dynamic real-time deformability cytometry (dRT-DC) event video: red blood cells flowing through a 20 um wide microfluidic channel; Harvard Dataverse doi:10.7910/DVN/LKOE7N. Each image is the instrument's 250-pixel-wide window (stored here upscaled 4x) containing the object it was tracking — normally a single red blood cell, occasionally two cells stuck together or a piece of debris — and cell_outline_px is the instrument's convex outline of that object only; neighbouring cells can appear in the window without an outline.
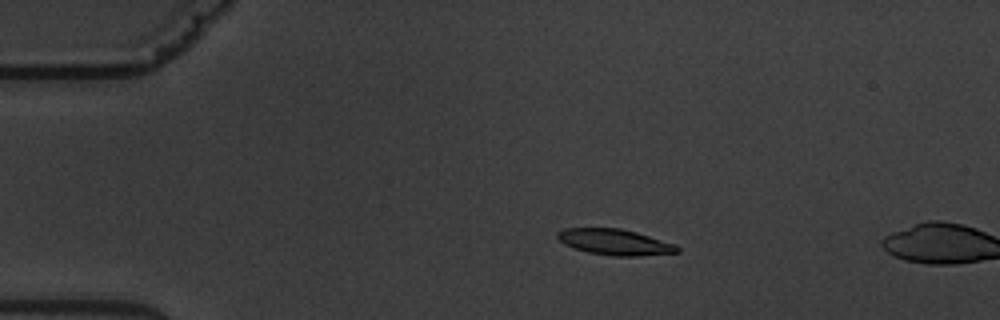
{"species": "common noctule bat (a hibernating species)", "species_latin": "Nyctalus noctula", "temperature_condition": "warm", "stored_images_in_passage": 3, "camera_frame_rate_fps": 3000, "um_per_image_px": 0.085, "animal": {"sex": "male", "body_mass_g": 19.5, "forearm_length_mm": 54.6}, "frame": {"image": 1, "passage_image": 2, "time_ms": 1.333, "image_size_px": [1000, 320], "cell_outline_px": [[680, 252], [636, 256], [612, 256], [588, 252], [564, 244], [556, 236], [556, 232], [564, 228], [620, 228], [636, 232], [676, 244], [680, 248]], "centroid_in_image_um": [52.27, 20.57], "position_along_channel_um": 32.7, "area_um2": 18.03}}